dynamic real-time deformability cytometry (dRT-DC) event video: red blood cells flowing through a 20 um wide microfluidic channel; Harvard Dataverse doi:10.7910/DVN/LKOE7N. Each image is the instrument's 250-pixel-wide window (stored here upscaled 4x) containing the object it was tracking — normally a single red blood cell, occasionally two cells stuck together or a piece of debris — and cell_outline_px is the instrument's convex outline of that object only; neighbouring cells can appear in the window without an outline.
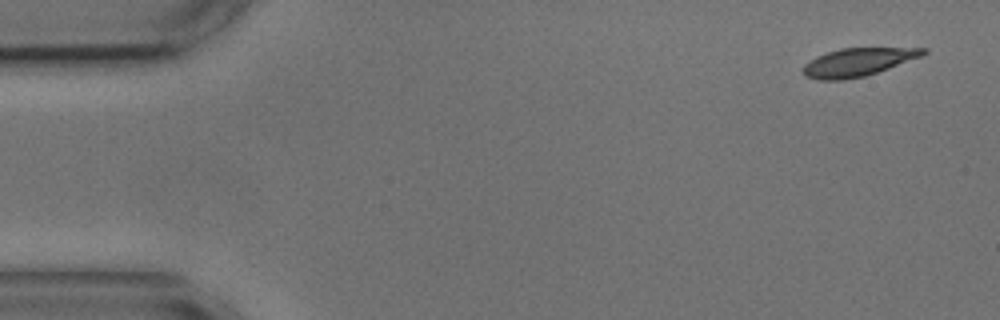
{"species": "common noctule bat (a hibernating species)", "species_latin": "Nyctalus noctula", "temperature_condition": "cold", "stored_images_in_passage": 6, "camera_frame_rate_fps": 3000, "um_per_image_px": 0.085, "animal": {"sex": "male", "body_mass_g": 17.9, "forearm_length_mm": 54.2}, "frame": {"image": 1, "passage_image": 1, "time_ms": 0.0, "image_size_px": [1000, 320], "cell_outline_px": [[928, 52], [920, 56], [888, 68], [864, 76], [840, 80], [816, 80], [804, 76], [804, 64], [816, 56], [840, 48], [928, 48]], "centroid_in_image_um": [72.87, 5.28], "position_along_channel_um": 12.1, "area_um2": 19.36}}